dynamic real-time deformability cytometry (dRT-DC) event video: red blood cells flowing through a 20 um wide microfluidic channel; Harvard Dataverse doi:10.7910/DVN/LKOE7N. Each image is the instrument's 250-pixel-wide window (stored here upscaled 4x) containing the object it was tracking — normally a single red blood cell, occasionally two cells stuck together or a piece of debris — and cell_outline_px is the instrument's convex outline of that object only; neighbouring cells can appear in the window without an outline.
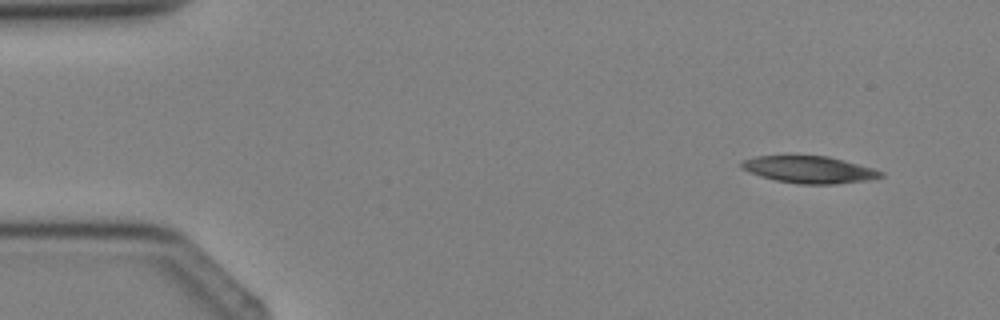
{"species": "Egyptian fruit bat (a non-hibernating species)", "species_latin": "Rousettus aegyptiacus", "temperature_condition": "cold", "stored_images_in_passage": 3, "camera_frame_rate_fps": 3000, "um_per_image_px": 0.085, "animal": {"sex": "female"}, "frame": {"image": 1, "passage_image": 1, "time_ms": 0.0, "image_size_px": [1000, 320], "cell_outline_px": [[884, 176], [868, 180], [836, 184], [800, 184], [776, 180], [760, 176], [748, 172], [740, 168], [740, 160], [756, 156], [828, 156], [844, 160], [872, 168], [884, 172]], "centroid_in_image_um": [68.75, 14.42], "position_along_channel_um": 16.2, "area_um2": 21.96}}
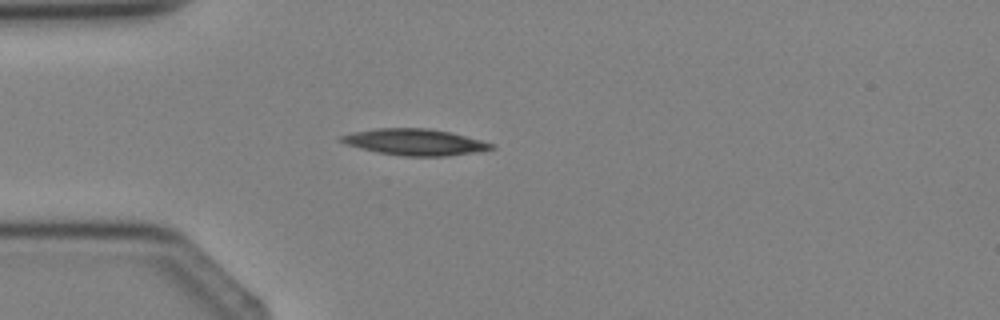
{"frame": {"image": 2, "passage_image": 3, "time_ms": 2.333, "image_size_px": [1000, 320], "cell_outline_px": [[496, 148], [476, 152], [444, 156], [404, 156], [376, 152], [344, 144], [336, 140], [340, 136], [352, 132], [376, 128], [428, 128], [452, 132], [496, 144]], "centroid_in_image_um": [35.25, 12.07], "position_along_channel_um": 49.8, "area_um2": 23.29}}